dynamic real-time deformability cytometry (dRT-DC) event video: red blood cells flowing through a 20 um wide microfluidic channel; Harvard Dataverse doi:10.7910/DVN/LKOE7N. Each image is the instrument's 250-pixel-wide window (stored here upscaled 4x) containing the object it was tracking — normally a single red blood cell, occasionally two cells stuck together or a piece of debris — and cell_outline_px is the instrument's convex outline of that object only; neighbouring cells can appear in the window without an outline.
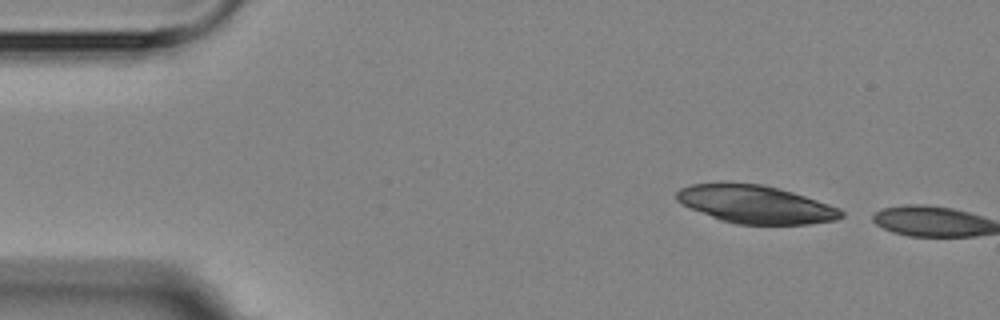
{"species": "Egyptian fruit bat (a non-hibernating species)", "species_latin": "Rousettus aegyptiacus", "temperature_condition": "room temperature", "stored_images_in_passage": 2, "camera_frame_rate_fps": 3000, "um_per_image_px": 0.085, "animal": {"sex": "female"}, "frame": {"image": 1, "passage_image": 1, "time_ms": 0.0, "image_size_px": [1000, 320], "cell_outline_px": [[844, 216], [836, 220], [808, 224], [736, 224], [720, 220], [680, 204], [676, 200], [676, 192], [680, 188], [692, 184], [720, 180], [760, 184], [792, 192], [840, 208], [844, 212]], "centroid_in_image_um": [64.15, 17.34], "position_along_channel_um": 20.8, "area_um2": 36.88}}